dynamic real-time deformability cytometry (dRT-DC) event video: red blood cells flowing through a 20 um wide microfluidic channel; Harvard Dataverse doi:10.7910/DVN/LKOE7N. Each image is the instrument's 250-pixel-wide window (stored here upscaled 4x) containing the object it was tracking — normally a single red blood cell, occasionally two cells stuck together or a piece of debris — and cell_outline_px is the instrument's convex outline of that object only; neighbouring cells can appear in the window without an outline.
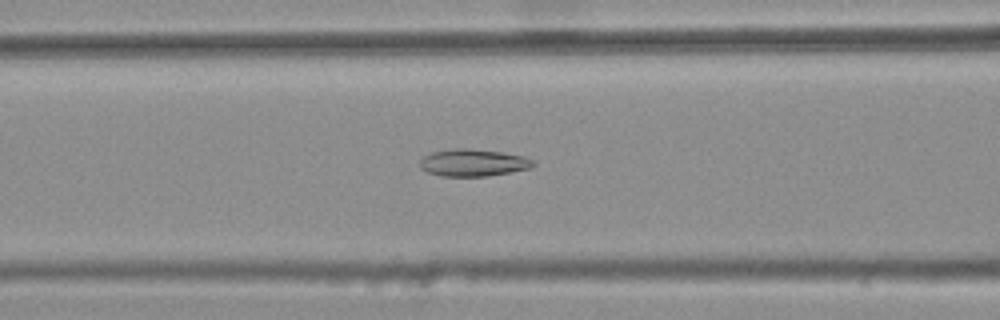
{"species": "common noctule bat (a hibernating species)", "species_latin": "Nyctalus noctula", "temperature_condition": "warm", "stored_images_in_passage": 46, "camera_frame_rate_fps": 3000, "um_per_image_px": 0.085, "animal": {"sex": "female", "body_mass_g": 25.1}, "frame": {"image": 1, "passage_image": 21, "time_ms": 6.667, "image_size_px": [1000, 320], "cell_outline_px": [[536, 164], [528, 168], [488, 176], [440, 176], [428, 172], [420, 168], [420, 160], [424, 156], [432, 152], [456, 148], [468, 148], [500, 152], [524, 156], [532, 160]], "centroid_in_image_um": [40.18, 13.83], "position_along_channel_um": 126.4, "area_um2": 17.74}}
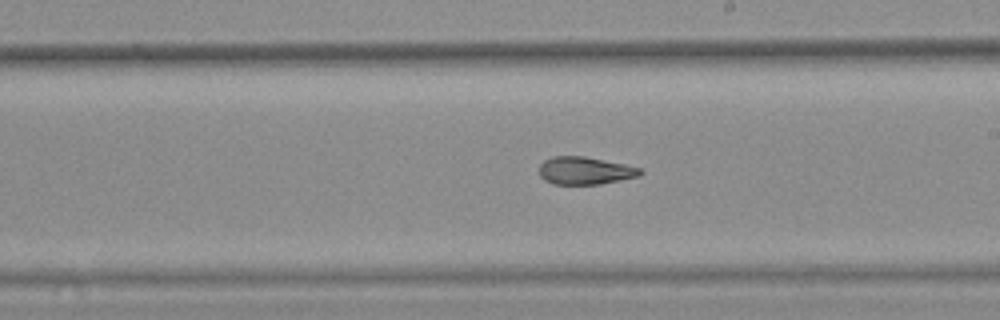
{"frame": {"image": 2, "passage_image": 30, "time_ms": 9.667, "image_size_px": [1000, 320], "cell_outline_px": [[644, 172], [640, 176], [600, 184], [552, 184], [544, 180], [540, 176], [540, 164], [544, 160], [552, 156], [584, 156], [624, 164], [640, 168]], "centroid_in_image_um": [49.72, 14.51], "position_along_channel_um": 239.3, "area_um2": 16.3}}
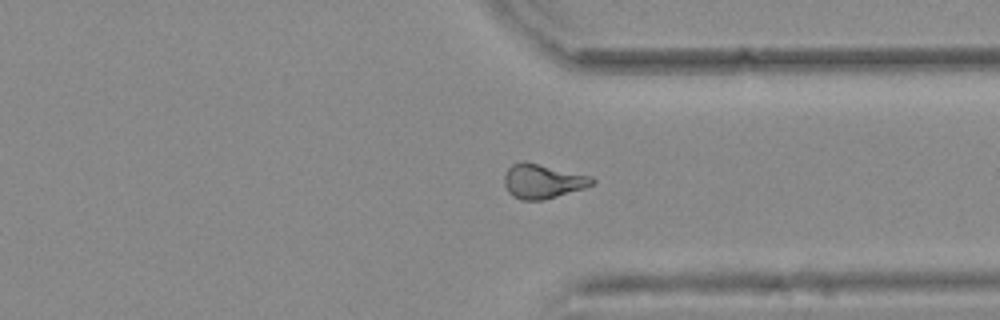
{"frame": {"image": 3, "passage_image": 40, "time_ms": 13.0, "image_size_px": [1000, 320], "cell_outline_px": [[596, 184], [584, 188], [544, 200], [520, 200], [512, 196], [508, 192], [504, 184], [504, 176], [508, 168], [512, 164], [520, 160], [524, 160], [592, 176], [596, 180]], "centroid_in_image_um": [46.13, 15.39], "position_along_channel_um": 365.3, "area_um2": 17.92}, "authors_computed_cell_mechanics": {"area_um2": 17.6001, "velocity_mm_per_s": 3.7747, "shape_relaxation_time_tau1_ms": null, "shape_relaxation_time_tau2_ms": 4.0073, "deformation_change_tau1": null, "deformation_change_tau2": 0.1199}}